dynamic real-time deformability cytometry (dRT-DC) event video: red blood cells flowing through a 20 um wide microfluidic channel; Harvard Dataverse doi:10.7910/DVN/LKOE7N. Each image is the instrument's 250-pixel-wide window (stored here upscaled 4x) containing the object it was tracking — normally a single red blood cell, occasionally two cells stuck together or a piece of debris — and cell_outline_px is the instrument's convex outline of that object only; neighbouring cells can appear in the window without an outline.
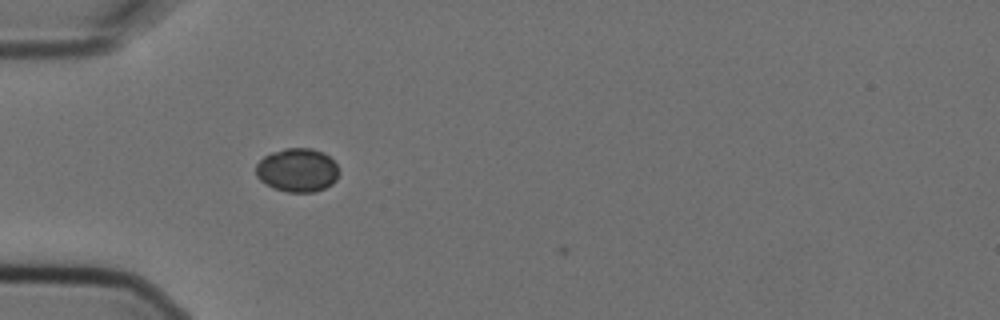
{"species": "Egyptian fruit bat (a non-hibernating species)", "species_latin": "Rousettus aegyptiacus", "temperature_condition": "cold", "stored_images_in_passage": 2, "camera_frame_rate_fps": 3000, "um_per_image_px": 0.085, "animal": {"sex": "female"}, "frame": {"image": 1, "passage_image": 1, "time_ms": 0.0, "image_size_px": [1000, 320], "cell_outline_px": [[340, 172], [336, 180], [332, 184], [316, 192], [288, 192], [272, 188], [264, 184], [256, 176], [256, 164], [264, 156], [272, 152], [284, 148], [312, 148], [324, 152], [336, 164]], "centroid_in_image_um": [25.27, 14.46], "position_along_channel_um": 59.7, "area_um2": 21.39}}
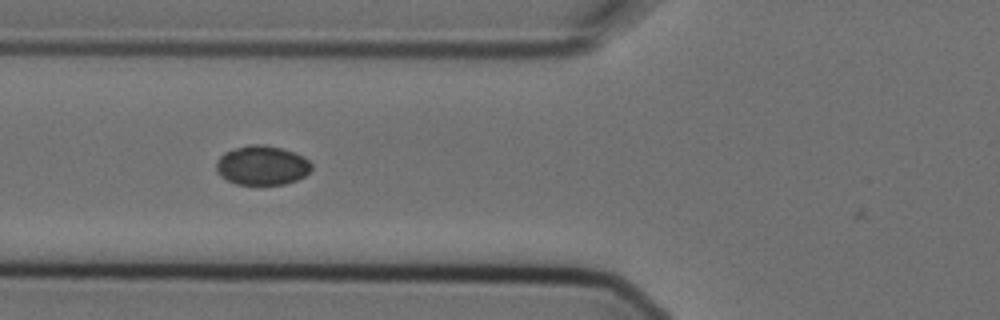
{"frame": {"image": 2, "passage_image": 2, "time_ms": 0.333, "image_size_px": [1000, 320], "cell_outline_px": [[312, 168], [304, 176], [296, 180], [284, 184], [236, 184], [220, 176], [216, 172], [216, 160], [224, 152], [248, 144], [264, 144], [280, 148], [304, 156], [312, 164]], "centroid_in_image_um": [22.25, 14.05], "position_along_channel_um": 103.6, "area_um2": 21.85}}